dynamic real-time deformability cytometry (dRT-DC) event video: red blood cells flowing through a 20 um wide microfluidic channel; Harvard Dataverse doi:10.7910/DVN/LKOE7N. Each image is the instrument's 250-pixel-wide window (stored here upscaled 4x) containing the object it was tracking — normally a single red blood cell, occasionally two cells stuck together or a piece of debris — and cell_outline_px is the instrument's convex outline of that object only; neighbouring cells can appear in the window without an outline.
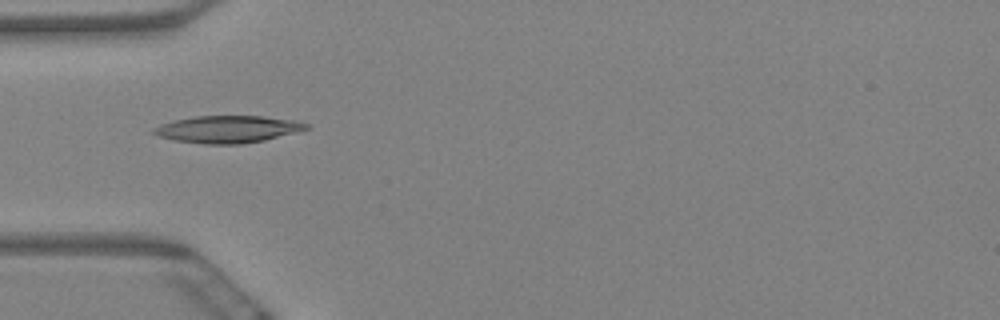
{"species": "Egyptian fruit bat (a non-hibernating species)", "species_latin": "Rousettus aegyptiacus", "temperature_condition": "warm", "stored_images_in_passage": 7, "camera_frame_rate_fps": 3000, "um_per_image_px": 0.085, "animal": {"sex": "female"}, "frame": {"image": 1, "passage_image": 6, "time_ms": 1.667, "image_size_px": [1000, 320], "cell_outline_px": [[312, 128], [264, 140], [240, 144], [204, 144], [172, 140], [156, 136], [152, 132], [152, 128], [160, 124], [176, 120], [196, 116], [264, 116], [296, 120], [308, 124]], "centroid_in_image_um": [19.35, 10.98], "position_along_channel_um": 65.7, "area_um2": 24.28}}
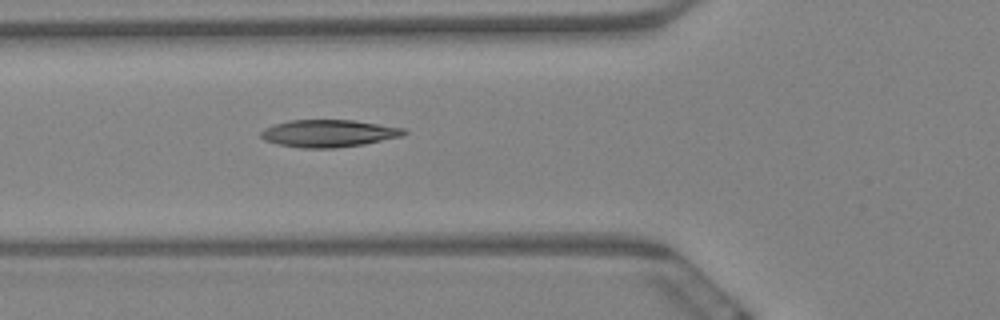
{"frame": {"image": 2, "passage_image": 7, "time_ms": 2.0, "image_size_px": [1000, 320], "cell_outline_px": [[408, 132], [404, 136], [364, 144], [336, 148], [300, 148], [280, 144], [264, 140], [260, 136], [260, 132], [264, 128], [272, 124], [288, 120], [352, 120], [404, 128]], "centroid_in_image_um": [27.92, 11.33], "position_along_channel_um": 97.9, "area_um2": 22.89}}